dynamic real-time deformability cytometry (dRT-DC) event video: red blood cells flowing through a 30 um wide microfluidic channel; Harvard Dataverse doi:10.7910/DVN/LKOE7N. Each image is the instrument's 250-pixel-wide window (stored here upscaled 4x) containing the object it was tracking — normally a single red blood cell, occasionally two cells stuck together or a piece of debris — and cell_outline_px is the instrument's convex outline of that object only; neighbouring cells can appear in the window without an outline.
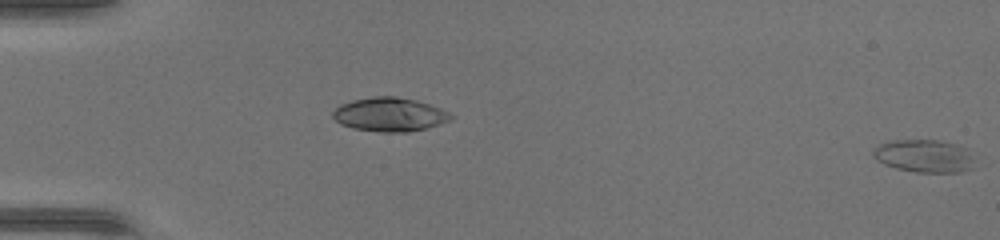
{"species": "common noctule bat (a hibernating species)", "species_latin": "Nyctalus noctula", "temperature_condition": "warm", "stored_images_in_passage": 16, "segment_of_instrument_passage": [2, 2], "camera_frame_rate_fps": 3000, "um_per_image_px": 0.085, "animal": {"sex": "female", "body_mass_g": 17.0, "forearm_length_mm": 48.0}, "frame": {"image": 1, "passage_image": 16, "time_ms": 5.0, "image_size_px": [1000, 240], "cell_outline_px": [[980, 164], [976, 168], [960, 172], [916, 172], [896, 168], [884, 164], [876, 160], [872, 156], [872, 152], [880, 144], [888, 140], [936, 140], [956, 144], [964, 148]], "centroid_in_image_um": [78.61, 13.27], "position_along_channel_um": 6.4, "area_um2": 19.71}}